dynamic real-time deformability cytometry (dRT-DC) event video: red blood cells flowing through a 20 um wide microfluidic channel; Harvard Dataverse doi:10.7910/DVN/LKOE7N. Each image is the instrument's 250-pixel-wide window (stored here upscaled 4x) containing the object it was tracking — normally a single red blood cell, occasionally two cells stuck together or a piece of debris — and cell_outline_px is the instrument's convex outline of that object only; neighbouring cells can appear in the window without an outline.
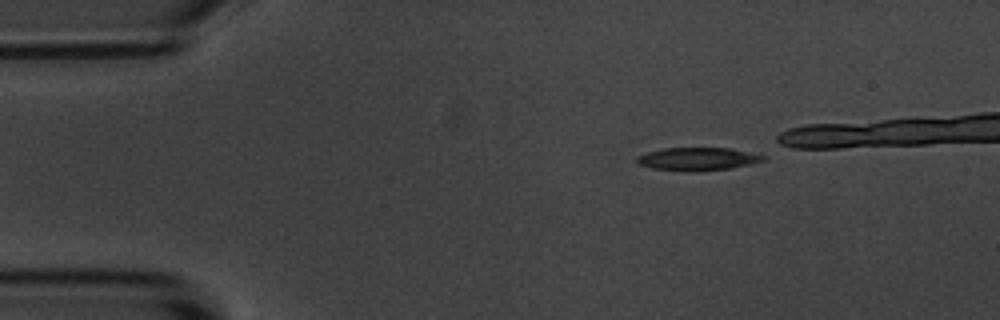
{"species": "common noctule bat (a hibernating species)", "species_latin": "Nyctalus noctula", "temperature_condition": "room temperature", "stored_images_in_passage": 36, "camera_frame_rate_fps": 3000, "um_per_image_px": 0.085, "animal": {"sex": "male", "body_mass_g": 20.1, "forearm_length_mm": 53.5}, "frame": {"image": 1, "passage_image": 1, "time_ms": 0.0, "image_size_px": [1000, 320], "cell_outline_px": [[768, 160], [732, 168], [652, 168], [640, 164], [636, 160], [636, 156], [648, 152], [664, 148], [728, 148], [764, 156]], "centroid_in_image_um": [59.33, 13.45], "position_along_channel_um": 25.7, "area_um2": 15.61}}
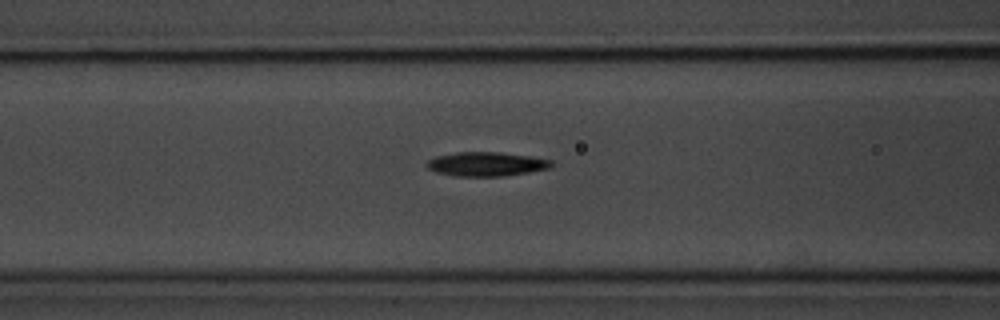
{"frame": {"image": 2, "passage_image": 14, "time_ms": 4.333, "image_size_px": [1000, 320], "cell_outline_px": [[552, 164], [548, 168], [528, 172], [504, 176], [452, 176], [436, 172], [428, 168], [424, 164], [428, 160], [436, 156], [456, 152], [500, 152], [528, 156], [552, 160]], "centroid_in_image_um": [41.27, 13.94], "position_along_channel_um": 125.3, "area_um2": 17.46}}
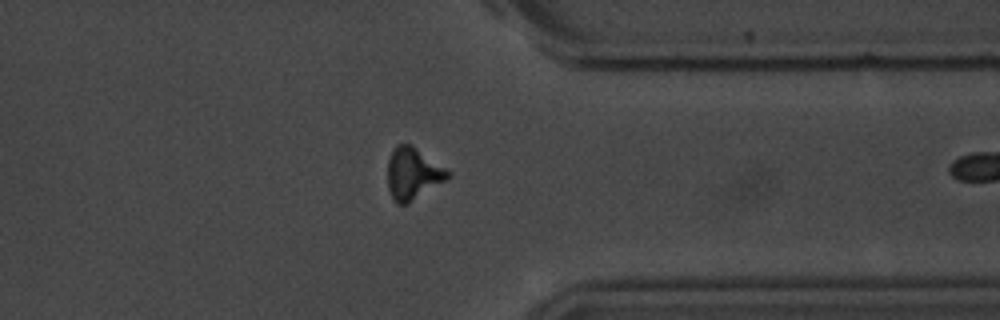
{"frame": {"image": 3, "passage_image": 35, "time_ms": 11.333, "image_size_px": [1000, 320], "cell_outline_px": [[452, 176], [408, 204], [396, 204], [388, 188], [388, 160], [396, 144], [412, 144], [452, 172]], "centroid_in_image_um": [35.12, 14.75], "position_along_channel_um": 376.3, "area_um2": 18.32}}